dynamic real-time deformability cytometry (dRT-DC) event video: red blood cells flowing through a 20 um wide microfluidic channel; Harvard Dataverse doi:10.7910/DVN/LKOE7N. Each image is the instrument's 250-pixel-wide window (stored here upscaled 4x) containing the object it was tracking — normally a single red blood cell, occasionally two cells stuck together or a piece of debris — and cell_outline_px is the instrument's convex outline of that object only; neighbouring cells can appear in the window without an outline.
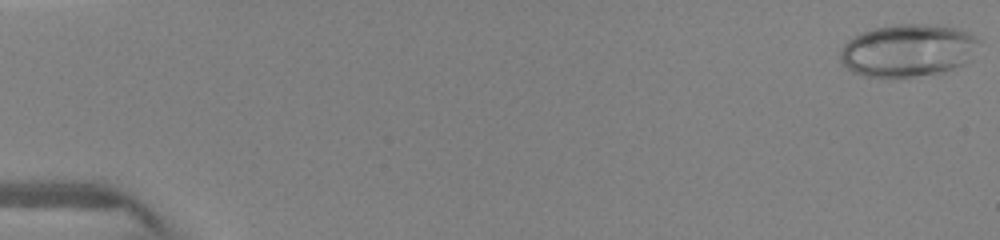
{"species": "human", "species_latin": "Homo sapiens", "temperature_condition": "warm", "stored_images_in_passage": 16, "camera_frame_rate_fps": 3000, "um_per_image_px": 0.085, "donor": {"sex": "female"}, "frame": {"image": 1, "passage_image": 1, "time_ms": 0.0, "image_size_px": [1000, 240], "cell_outline_px": [[980, 40], [972, 60], [964, 64], [944, 72], [900, 80], [864, 76], [852, 72], [840, 64], [840, 48], [848, 40], [860, 32], [876, 28], [896, 24], [936, 24], [956, 28], [968, 32], [976, 36]], "centroid_in_image_um": [77.17, 4.32], "position_along_channel_um": 7.8, "area_um2": 43.81}}
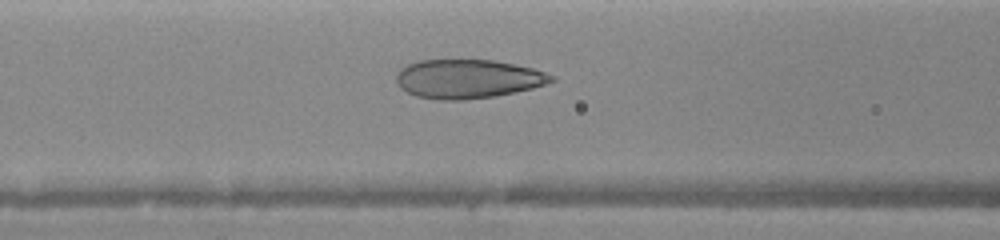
{"frame": {"image": 2, "passage_image": 16, "time_ms": 6.333, "image_size_px": [1000, 240], "cell_outline_px": [[556, 80], [532, 88], [492, 96], [464, 100], [440, 100], [416, 96], [400, 88], [396, 80], [396, 76], [400, 68], [408, 64], [420, 60], [460, 56], [496, 60], [532, 68], [556, 76]], "centroid_in_image_um": [39.72, 6.64], "position_along_channel_um": 126.9, "area_um2": 36.13}}